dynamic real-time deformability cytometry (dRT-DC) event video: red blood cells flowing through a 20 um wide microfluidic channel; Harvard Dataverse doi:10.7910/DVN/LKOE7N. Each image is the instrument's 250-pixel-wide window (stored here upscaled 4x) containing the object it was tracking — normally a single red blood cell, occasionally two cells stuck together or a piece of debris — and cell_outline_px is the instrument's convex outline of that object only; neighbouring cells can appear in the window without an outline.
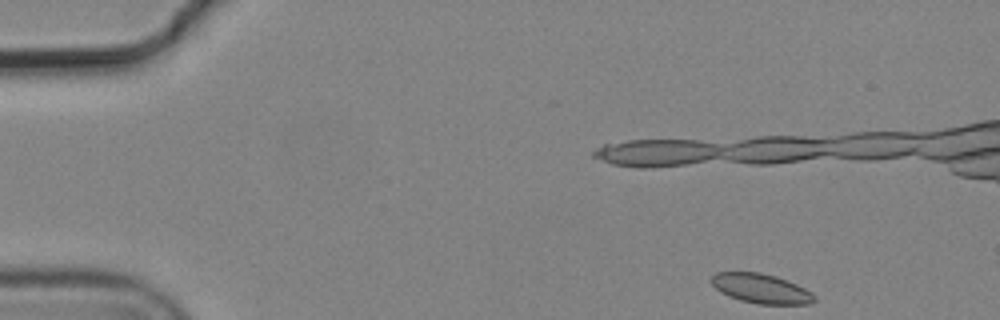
{"species": "common noctule bat (a hibernating species)", "species_latin": "Nyctalus noctula", "temperature_condition": "cold", "stored_images_in_passage": 3, "camera_frame_rate_fps": 3000, "um_per_image_px": 0.085, "animal": {"sex": "male", "body_mass_g": 19.2, "forearm_length_mm": 51.8}, "frame": {"image": 1, "passage_image": 1, "time_ms": 0.0, "image_size_px": [1000, 320], "cell_outline_px": [[816, 300], [808, 304], [760, 304], [740, 300], [728, 296], [720, 292], [712, 284], [712, 276], [716, 272], [760, 272], [776, 276], [788, 280], [812, 292], [816, 296]], "centroid_in_image_um": [64.71, 24.52], "position_along_channel_um": 20.3, "area_um2": 17.74}}